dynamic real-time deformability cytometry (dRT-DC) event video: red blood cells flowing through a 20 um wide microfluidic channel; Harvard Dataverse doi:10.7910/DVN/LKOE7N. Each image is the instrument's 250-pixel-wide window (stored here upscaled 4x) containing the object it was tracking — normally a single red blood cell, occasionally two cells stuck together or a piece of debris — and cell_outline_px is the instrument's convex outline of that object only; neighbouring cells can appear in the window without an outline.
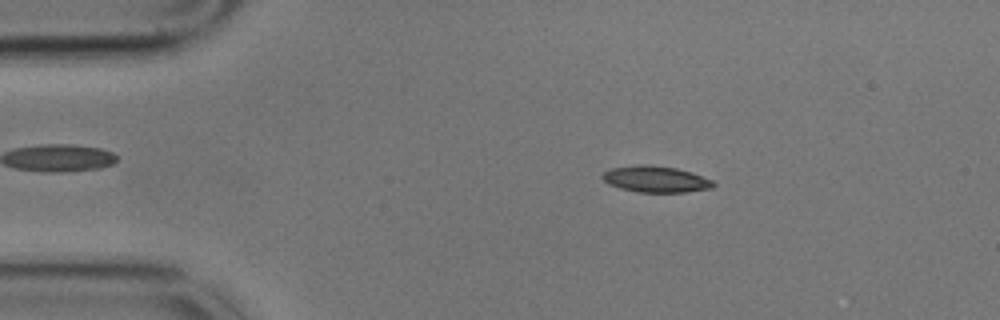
{"species": "common noctule bat (a hibernating species)", "species_latin": "Nyctalus noctula", "temperature_condition": "cold", "stored_images_in_passage": 57, "camera_frame_rate_fps": 3000, "um_per_image_px": 0.085, "animal": {"sex": "male", "body_mass_g": 17.9}, "frame": {"image": 1, "passage_image": 9, "time_ms": 2.667, "image_size_px": [1000, 320], "cell_outline_px": [[716, 184], [712, 188], [684, 192], [636, 192], [620, 188], [608, 184], [600, 176], [604, 172], [612, 168], [640, 164], [648, 164], [676, 168], [712, 180]], "centroid_in_image_um": [55.7, 15.23], "position_along_channel_um": 29.3, "area_um2": 16.88}}
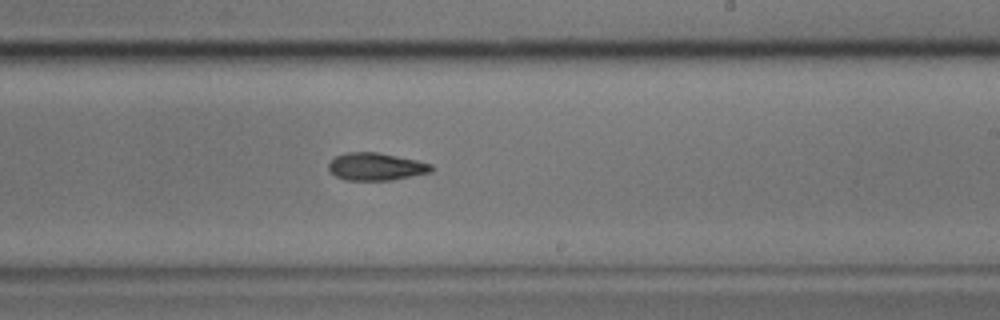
{"frame": {"image": 2, "passage_image": 33, "time_ms": 10.667, "image_size_px": [1000, 320], "cell_outline_px": [[432, 172], [392, 180], [344, 180], [336, 176], [328, 168], [328, 164], [336, 156], [348, 152], [376, 152], [416, 160], [432, 164]], "centroid_in_image_um": [31.96, 14.17], "position_along_channel_um": 257.0, "area_um2": 16.36}}
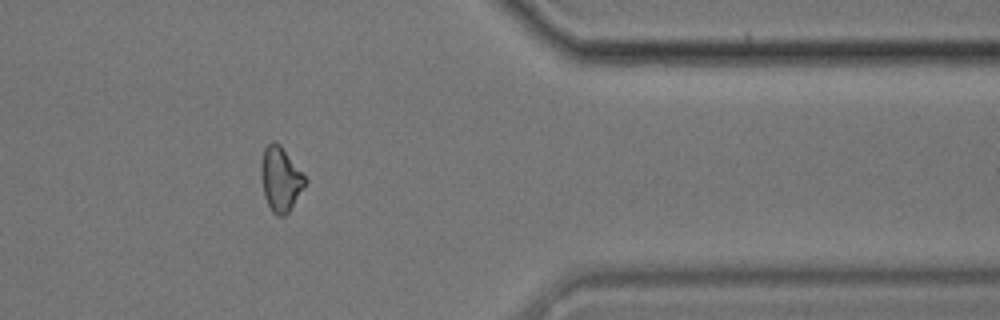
{"frame": {"image": 3, "passage_image": 46, "time_ms": 15.0, "image_size_px": [1000, 320], "cell_outline_px": [[308, 180], [288, 212], [284, 216], [276, 216], [272, 212], [264, 196], [260, 176], [260, 164], [264, 148], [272, 140], [280, 144]], "centroid_in_image_um": [23.82, 15.21], "position_along_channel_um": 387.6, "area_um2": 16.53}, "authors_computed_cell_mechanics": {"area_um2": 16.8198, "velocity_mm_per_s": 3.4502, "shape_relaxation_time_tau1_ms": 5.5745, "shape_relaxation_time_tau2_ms": 7.0595, "deformation_change_tau1": 0.1384, "deformation_change_tau2": 0.1532}}